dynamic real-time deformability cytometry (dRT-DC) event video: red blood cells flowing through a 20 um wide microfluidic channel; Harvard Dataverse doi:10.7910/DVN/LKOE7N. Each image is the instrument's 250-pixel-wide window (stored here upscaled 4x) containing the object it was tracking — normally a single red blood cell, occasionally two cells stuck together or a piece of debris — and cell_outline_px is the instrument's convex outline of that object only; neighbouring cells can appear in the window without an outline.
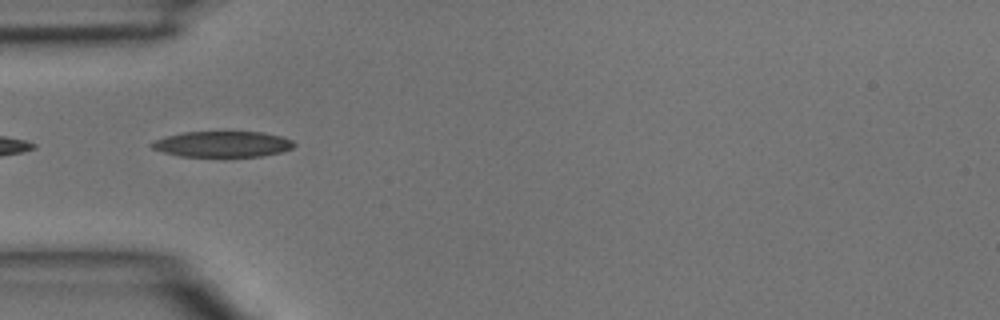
{"species": "common noctule bat (a hibernating species)", "species_latin": "Nyctalus noctula", "temperature_condition": "room temperature", "stored_images_in_passage": 3, "camera_frame_rate_fps": 3000, "um_per_image_px": 0.085, "animal": {"sex": "male", "body_mass_g": 15.6}, "frame": {"image": 1, "passage_image": 3, "time_ms": 0.667, "image_size_px": [1000, 320], "cell_outline_px": [[296, 144], [292, 148], [280, 152], [264, 156], [224, 160], [180, 156], [164, 152], [152, 148], [148, 144], [164, 136], [184, 132], [264, 132], [280, 136], [292, 140]], "centroid_in_image_um": [18.91, 12.31], "position_along_channel_um": 66.1, "area_um2": 22.54}}